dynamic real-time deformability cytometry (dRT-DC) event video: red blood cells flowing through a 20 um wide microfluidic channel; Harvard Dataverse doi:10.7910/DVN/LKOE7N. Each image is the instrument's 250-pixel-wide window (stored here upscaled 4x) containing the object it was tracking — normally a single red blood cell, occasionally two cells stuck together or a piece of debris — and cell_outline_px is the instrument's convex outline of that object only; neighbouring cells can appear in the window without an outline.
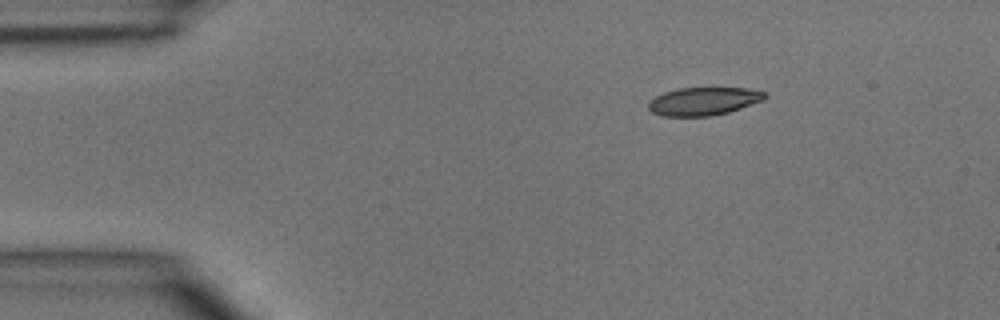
{"species": "common noctule bat (a hibernating species)", "species_latin": "Nyctalus noctula", "temperature_condition": "room temperature", "stored_images_in_passage": 5, "camera_frame_rate_fps": 3000, "um_per_image_px": 0.085, "animal": {"sex": "male", "body_mass_g": 15.6}, "frame": {"image": 1, "passage_image": 1, "time_ms": 0.0, "image_size_px": [1000, 320], "cell_outline_px": [[768, 96], [764, 100], [728, 112], [712, 116], [664, 116], [652, 112], [648, 108], [648, 104], [656, 96], [664, 92], [680, 88], [748, 88], [764, 92]], "centroid_in_image_um": [59.82, 8.6], "position_along_channel_um": 25.2, "area_um2": 18.9}}
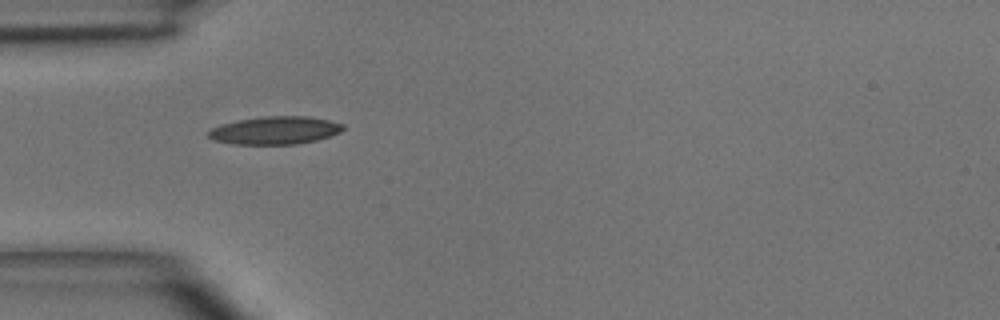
{"frame": {"image": 2, "passage_image": 3, "time_ms": 2.333, "image_size_px": [1000, 320], "cell_outline_px": [[344, 128], [340, 132], [316, 140], [296, 144], [232, 144], [212, 140], [208, 136], [208, 132], [212, 128], [220, 124], [236, 120], [264, 116], [308, 116], [328, 120], [344, 124]], "centroid_in_image_um": [23.34, 11.07], "position_along_channel_um": 61.7, "area_um2": 21.91}}
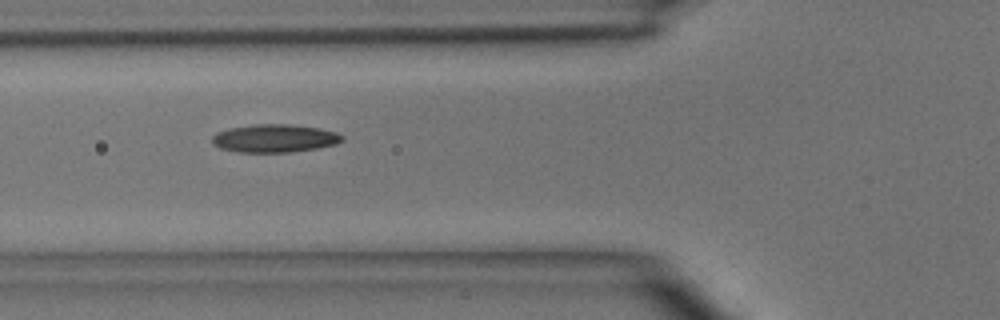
{"frame": {"image": 3, "passage_image": 4, "time_ms": 3.333, "image_size_px": [1000, 320], "cell_outline_px": [[344, 140], [336, 144], [316, 148], [288, 152], [236, 152], [220, 148], [212, 144], [212, 136], [216, 132], [228, 128], [252, 124], [292, 124], [320, 128], [336, 132], [344, 136]], "centroid_in_image_um": [23.32, 11.75], "position_along_channel_um": 102.5, "area_um2": 21.44}}